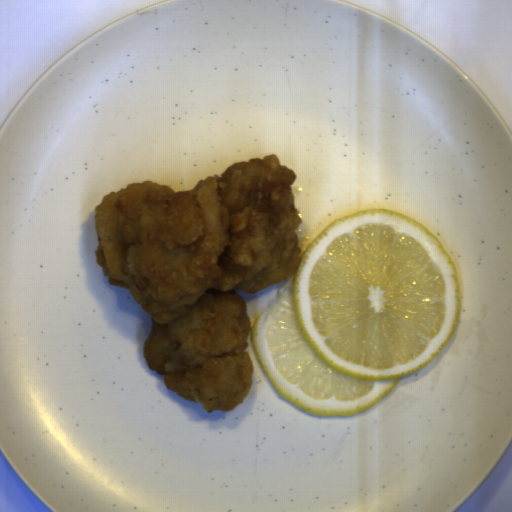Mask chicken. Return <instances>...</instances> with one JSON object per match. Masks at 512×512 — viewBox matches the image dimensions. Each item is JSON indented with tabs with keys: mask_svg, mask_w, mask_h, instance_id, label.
I'll return each instance as SVG.
<instances>
[{
	"mask_svg": "<svg viewBox=\"0 0 512 512\" xmlns=\"http://www.w3.org/2000/svg\"><path fill=\"white\" fill-rule=\"evenodd\" d=\"M298 175L277 154L229 165L190 191L142 180L99 202L95 259L150 316L143 358L204 410L251 392L246 299L293 278L300 262Z\"/></svg>",
	"mask_w": 512,
	"mask_h": 512,
	"instance_id": "1",
	"label": "chicken"
}]
</instances>
